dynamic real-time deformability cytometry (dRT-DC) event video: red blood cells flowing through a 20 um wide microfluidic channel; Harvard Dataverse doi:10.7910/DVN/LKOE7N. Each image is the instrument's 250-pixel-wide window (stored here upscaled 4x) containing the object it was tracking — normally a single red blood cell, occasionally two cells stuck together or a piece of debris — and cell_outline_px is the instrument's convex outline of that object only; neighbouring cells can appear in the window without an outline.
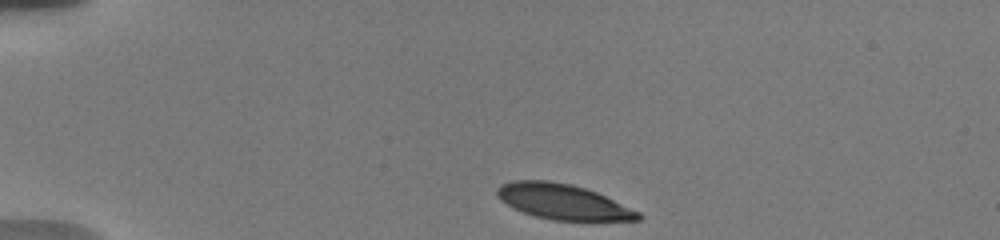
{"species": "human", "species_latin": "Homo sapiens", "temperature_condition": "warm", "stored_images_in_passage": 9, "camera_frame_rate_fps": 3000, "um_per_image_px": 0.085, "donor": {"sex": "male"}, "frame": {"image": 1, "passage_image": 1, "time_ms": 0.0, "image_size_px": [1000, 240], "cell_outline_px": [[644, 216], [640, 220], [552, 220], [536, 216], [524, 212], [500, 200], [496, 192], [496, 188], [500, 184], [512, 180], [548, 180], [572, 184], [596, 192], [640, 212]], "centroid_in_image_um": [47.84, 17.13], "position_along_channel_um": 37.2, "area_um2": 28.78}}
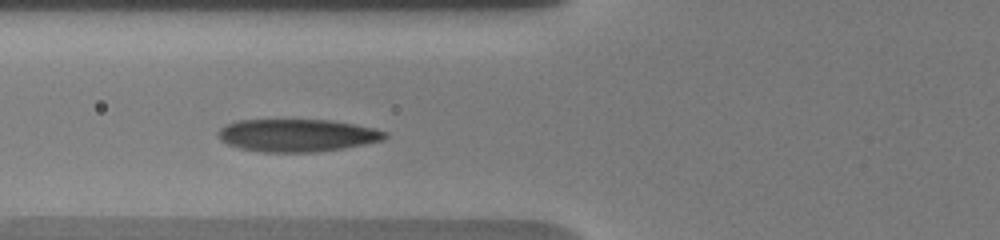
{"frame": {"image": 2, "passage_image": 7, "time_ms": 3.333, "image_size_px": [1000, 240], "cell_outline_px": [[388, 136], [384, 140], [344, 148], [316, 152], [260, 152], [240, 148], [228, 144], [220, 140], [216, 132], [220, 128], [236, 120], [332, 120], [376, 128], [388, 132]], "centroid_in_image_um": [25.28, 11.5], "position_along_channel_um": 100.5, "area_um2": 31.91}}
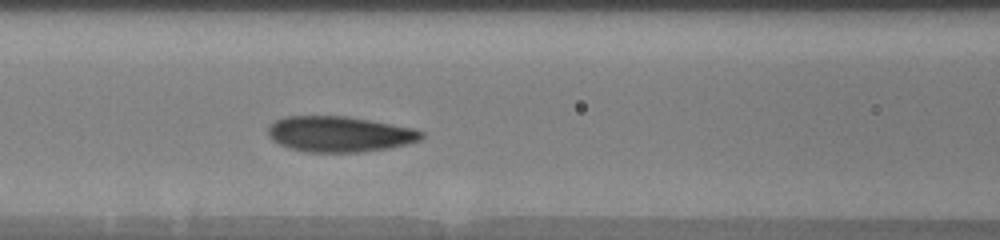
{"frame": {"image": 3, "passage_image": 9, "time_ms": 4.333, "image_size_px": [1000, 240], "cell_outline_px": [[424, 136], [420, 140], [408, 144], [388, 148], [360, 152], [308, 152], [288, 148], [272, 140], [268, 136], [268, 124], [272, 120], [284, 116], [348, 116], [412, 128], [424, 132]], "centroid_in_image_um": [28.81, 11.39], "position_along_channel_um": 137.8, "area_um2": 32.08}}